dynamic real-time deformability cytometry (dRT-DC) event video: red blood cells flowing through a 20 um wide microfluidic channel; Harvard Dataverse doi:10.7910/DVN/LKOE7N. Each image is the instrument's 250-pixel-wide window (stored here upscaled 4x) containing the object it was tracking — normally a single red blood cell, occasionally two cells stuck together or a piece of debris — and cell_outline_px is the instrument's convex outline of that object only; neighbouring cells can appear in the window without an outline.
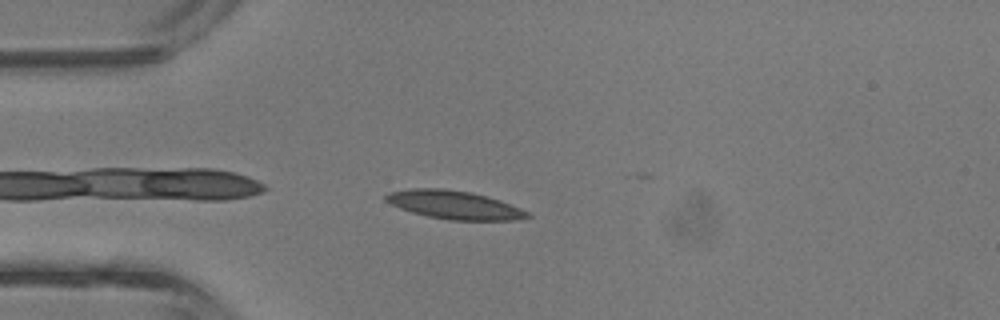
{"species": "common noctule bat (a hibernating species)", "species_latin": "Nyctalus noctula", "temperature_condition": "room temperature", "stored_images_in_passage": 27, "camera_frame_rate_fps": 3000, "um_per_image_px": 0.085, "animal": {"sex": "male", "body_mass_g": 13.3}, "frame": {"image": 1, "passage_image": 1, "time_ms": 0.0, "image_size_px": [1000, 320], "cell_outline_px": [[532, 216], [516, 220], [448, 220], [428, 216], [412, 212], [400, 208], [384, 200], [384, 196], [388, 192], [412, 188], [444, 188], [472, 192], [500, 200], [520, 208], [528, 212]], "centroid_in_image_um": [38.6, 17.41], "position_along_channel_um": 46.4, "area_um2": 23.41}}
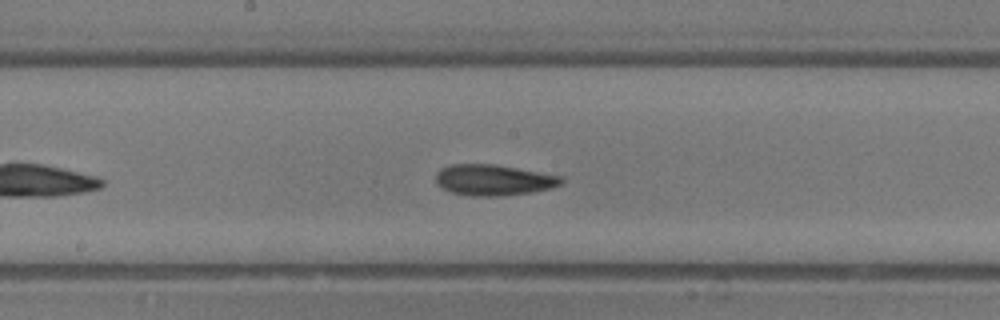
{"frame": {"image": 2, "passage_image": 12, "time_ms": 3.667, "image_size_px": [1000, 320], "cell_outline_px": [[564, 180], [560, 184], [552, 188], [532, 192], [500, 196], [472, 196], [452, 192], [436, 184], [436, 172], [440, 168], [452, 164], [496, 164], [564, 176]], "centroid_in_image_um": [41.97, 15.29], "position_along_channel_um": 206.2, "area_um2": 22.77}}
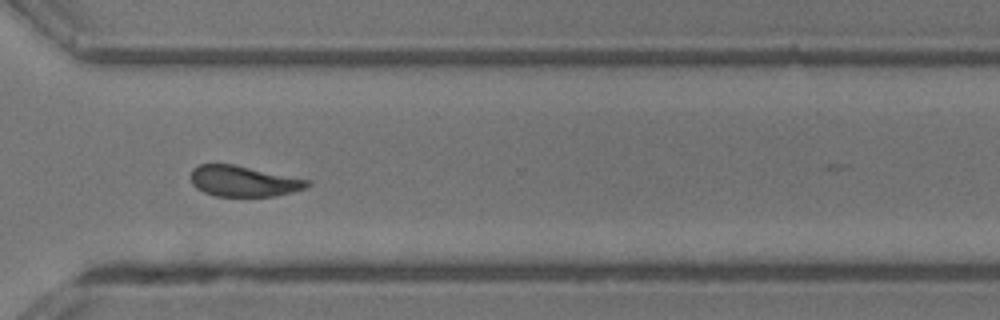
{"frame": {"image": 3, "passage_image": 21, "time_ms": 6.667, "image_size_px": [1000, 320], "cell_outline_px": [[312, 184], [308, 188], [276, 196], [216, 196], [204, 192], [196, 188], [192, 184], [192, 168], [200, 164], [232, 164], [312, 180]], "centroid_in_image_um": [20.76, 15.4], "position_along_channel_um": 349.8, "area_um2": 20.98}, "authors_computed_cell_mechanics": {"area_um2": 21.964, "velocity_mm_per_s": 4.7985, "shape_relaxation_time_tau1_ms": 3.8995, "shape_relaxation_time_tau2_ms": 4.7073, "deformation_change_tau1": 0.1076, "deformation_change_tau2": 0.1306}}